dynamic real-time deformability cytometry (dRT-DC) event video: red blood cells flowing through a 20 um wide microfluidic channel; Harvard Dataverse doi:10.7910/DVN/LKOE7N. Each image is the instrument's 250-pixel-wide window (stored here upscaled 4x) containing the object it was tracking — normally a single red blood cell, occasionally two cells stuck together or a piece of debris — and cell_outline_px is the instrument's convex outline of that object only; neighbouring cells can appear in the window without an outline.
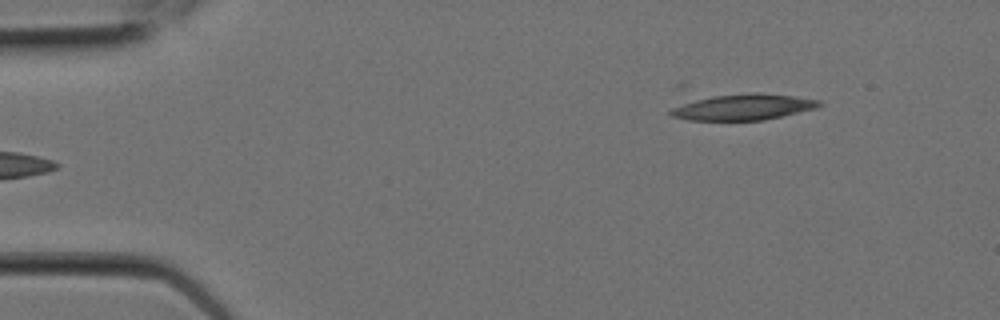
{"species": "Egyptian fruit bat (a non-hibernating species)", "species_latin": "Rousettus aegyptiacus", "temperature_condition": "room temperature", "stored_images_in_passage": 3, "camera_frame_rate_fps": 3000, "um_per_image_px": 0.085, "animal": {"sex": "female"}, "frame": {"image": 1, "passage_image": 3, "time_ms": 0.667, "image_size_px": [1000, 320], "cell_outline_px": [[824, 104], [816, 108], [764, 120], [688, 120], [668, 116], [668, 112], [672, 108], [696, 100], [712, 96], [752, 92], [756, 92], [792, 96], [820, 100]], "centroid_in_image_um": [63.18, 9.1], "position_along_channel_um": 21.8, "area_um2": 22.31}}